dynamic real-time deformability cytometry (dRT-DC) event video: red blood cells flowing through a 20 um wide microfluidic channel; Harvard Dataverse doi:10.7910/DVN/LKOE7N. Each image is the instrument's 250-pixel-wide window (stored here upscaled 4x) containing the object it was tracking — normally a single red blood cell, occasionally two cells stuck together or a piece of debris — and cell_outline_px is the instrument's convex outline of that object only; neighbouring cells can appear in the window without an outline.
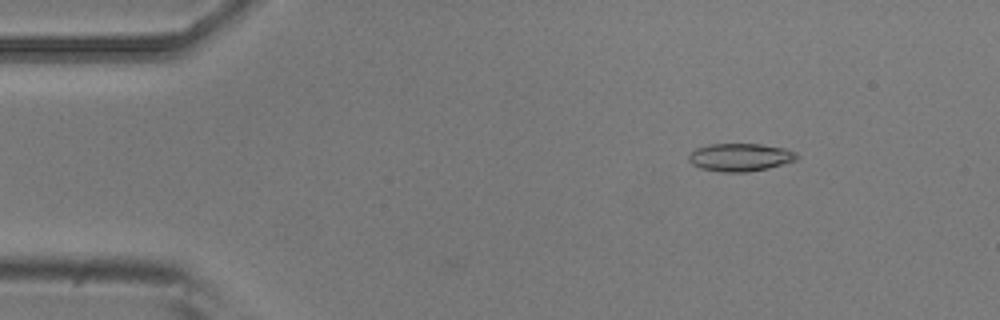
{"species": "common noctule bat (a hibernating species)", "species_latin": "Nyctalus noctula", "temperature_condition": "room temperature", "stored_images_in_passage": 4, "camera_frame_rate_fps": 3000, "um_per_image_px": 0.085, "animal": {"sex": "male", "body_mass_g": 20.5, "forearm_length_mm": 52.5}, "frame": {"image": 1, "passage_image": 2, "time_ms": 0.333, "image_size_px": [1000, 320], "cell_outline_px": [[800, 156], [796, 160], [768, 168], [748, 172], [720, 172], [700, 168], [692, 164], [688, 160], [688, 156], [696, 148], [708, 144], [760, 144], [784, 148], [796, 152]], "centroid_in_image_um": [62.91, 13.37], "position_along_channel_um": 22.1, "area_um2": 17.63}}